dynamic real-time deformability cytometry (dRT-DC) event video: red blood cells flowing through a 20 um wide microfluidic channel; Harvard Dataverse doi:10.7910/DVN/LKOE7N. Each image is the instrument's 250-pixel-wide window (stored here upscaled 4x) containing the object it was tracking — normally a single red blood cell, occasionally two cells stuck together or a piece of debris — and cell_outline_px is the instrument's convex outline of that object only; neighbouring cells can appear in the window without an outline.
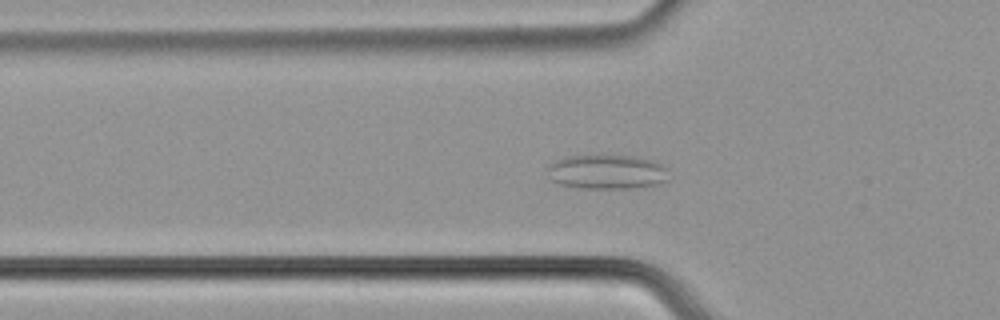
{"species": "common noctule bat (a hibernating species)", "species_latin": "Nyctalus noctula", "temperature_condition": "cold", "stored_images_in_passage": 58, "camera_frame_rate_fps": 3000, "um_per_image_px": 0.085, "animal": {"sex": "male", "body_mass_g": 21.5, "forearm_length_mm": 52.0}, "frame": {"image": 1, "passage_image": 20, "time_ms": 6.333, "image_size_px": [1000, 320], "cell_outline_px": [[668, 180], [660, 184], [636, 188], [580, 188], [560, 184], [552, 180], [544, 168], [548, 164], [556, 160], [568, 156], [600, 152], [632, 156], [656, 160], [664, 164], [668, 168]], "centroid_in_image_um": [51.6, 14.56], "position_along_channel_um": 74.2, "area_um2": 25.66}}
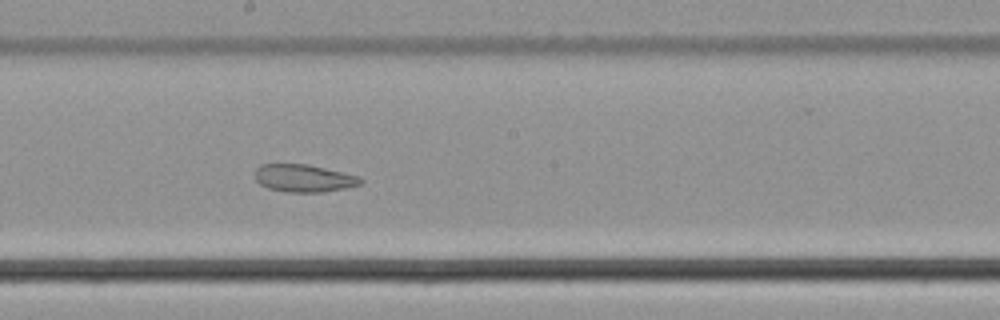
{"frame": {"image": 2, "passage_image": 32, "time_ms": 10.333, "image_size_px": [1000, 320], "cell_outline_px": [[364, 180], [360, 184], [344, 188], [324, 192], [288, 192], [268, 188], [260, 184], [256, 180], [256, 168], [260, 164], [308, 164], [360, 176]], "centroid_in_image_um": [25.83, 15.14], "position_along_channel_um": 222.4, "area_um2": 16.94}}
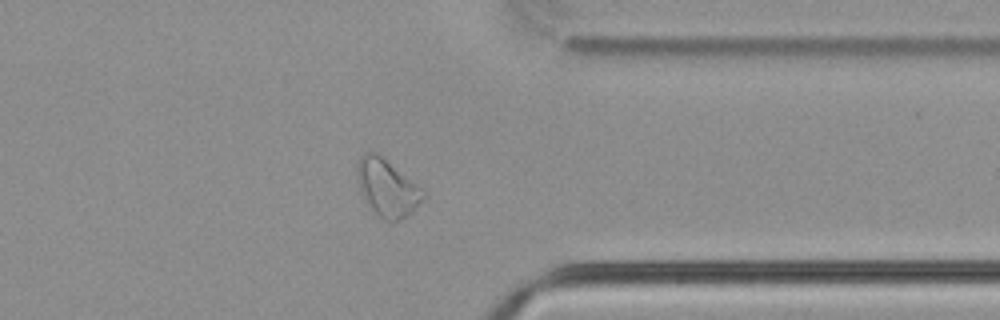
{"frame": {"image": 3, "passage_image": 45, "time_ms": 14.667, "image_size_px": [1000, 320], "cell_outline_px": [[428, 196], [408, 216], [400, 220], [384, 220], [368, 204], [360, 192], [356, 176], [356, 164], [360, 156], [364, 152], [376, 152], [428, 192]], "centroid_in_image_um": [32.93, 15.95], "position_along_channel_um": 378.5, "area_um2": 22.2}, "authors_computed_cell_mechanics": {"area_um2": 25.432, "velocity_mm_per_s": 3.7282, "shape_relaxation_time_tau1_ms": null, "shape_relaxation_time_tau2_ms": 4.3693, "deformation_change_tau1": null, "deformation_change_tau2": 0.1041}}